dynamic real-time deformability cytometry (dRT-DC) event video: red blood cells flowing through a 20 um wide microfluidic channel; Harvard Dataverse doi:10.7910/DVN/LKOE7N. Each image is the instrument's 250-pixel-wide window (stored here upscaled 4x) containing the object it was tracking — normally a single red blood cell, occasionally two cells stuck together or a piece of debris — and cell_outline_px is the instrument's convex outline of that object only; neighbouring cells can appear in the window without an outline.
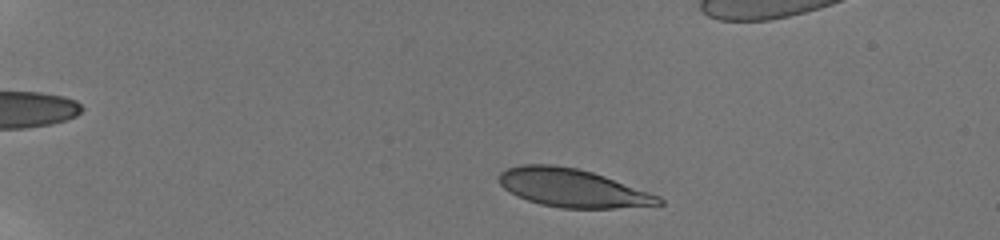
{"species": "human", "species_latin": "Homo sapiens", "temperature_condition": "room temperature", "stored_images_in_passage": 48, "camera_frame_rate_fps": 3000, "um_per_image_px": 0.085, "donor": {"sex": "male"}, "frame": {"image": 1, "passage_image": 4, "time_ms": 1.0, "image_size_px": [1000, 240], "cell_outline_px": [[664, 204], [616, 208], [560, 208], [540, 204], [516, 196], [504, 188], [500, 184], [500, 172], [508, 168], [520, 164], [552, 164], [576, 168], [592, 172], [604, 176], [660, 196], [664, 200]], "centroid_in_image_um": [48.65, 15.98], "position_along_channel_um": 36.3, "area_um2": 35.43}}
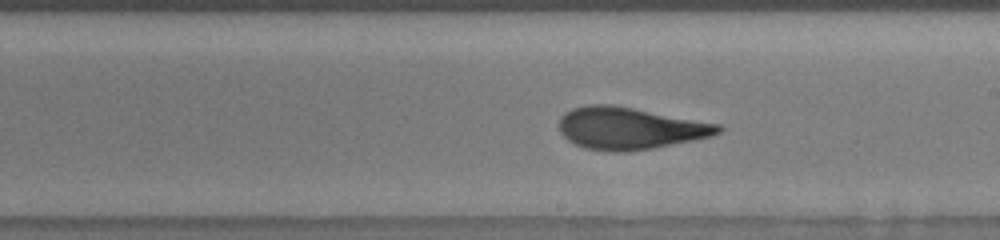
{"frame": {"image": 2, "passage_image": 27, "time_ms": 8.667, "image_size_px": [1000, 240], "cell_outline_px": [[724, 128], [720, 132], [712, 136], [652, 148], [624, 152], [612, 152], [584, 148], [568, 140], [560, 132], [560, 116], [564, 112], [572, 108], [588, 104], [612, 104], [720, 124]], "centroid_in_image_um": [53.5, 10.89], "position_along_channel_um": 235.5, "area_um2": 38.9}}
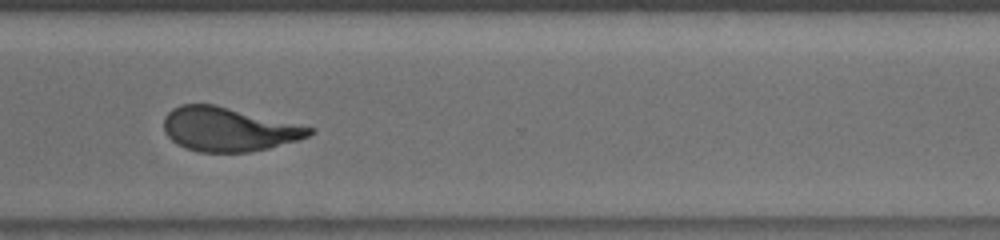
{"frame": {"image": 3, "passage_image": 36, "time_ms": 11.667, "image_size_px": [1000, 240], "cell_outline_px": [[316, 132], [308, 136], [296, 140], [268, 148], [248, 152], [200, 152], [184, 148], [176, 144], [164, 132], [164, 116], [172, 108], [180, 104], [216, 104], [316, 128]], "centroid_in_image_um": [19.41, 10.98], "position_along_channel_um": 351.2, "area_um2": 37.51}, "authors_computed_cell_mechanics": {"area_um2": 37.9168, "velocity_mm_per_s": 3.8599, "shape_relaxation_time_tau1_ms": 5.1154, "shape_relaxation_time_tau2_ms": 1.2283, "deformation_change_tau1": 0.1994, "deformation_change_tau2": 0.0821}}